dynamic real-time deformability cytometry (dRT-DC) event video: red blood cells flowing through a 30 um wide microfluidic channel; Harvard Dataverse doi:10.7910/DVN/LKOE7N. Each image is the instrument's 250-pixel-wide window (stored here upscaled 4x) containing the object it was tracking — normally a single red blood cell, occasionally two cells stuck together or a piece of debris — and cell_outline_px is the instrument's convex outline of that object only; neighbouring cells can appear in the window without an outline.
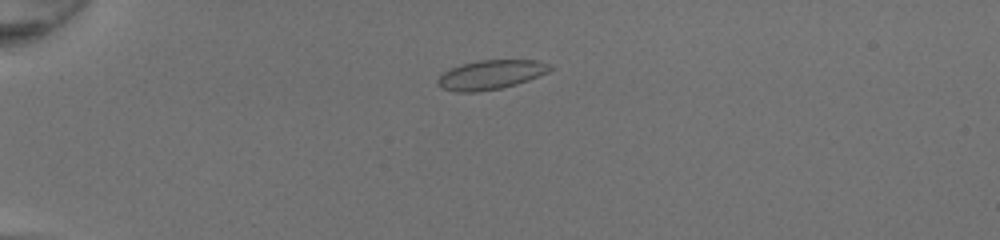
{"species": "common noctule bat (a hibernating species)", "species_latin": "Nyctalus noctula", "temperature_condition": "room temperature", "stored_images_in_passage": 47, "camera_frame_rate_fps": 3000, "um_per_image_px": 0.085, "animal": {"sex": "female", "body_mass_g": 20.0, "forearm_length_mm": 54.0}, "frame": {"image": 1, "passage_image": 11, "time_ms": 3.333, "image_size_px": [1000, 240], "cell_outline_px": [[556, 68], [548, 72], [528, 80], [516, 84], [500, 88], [476, 92], [456, 92], [440, 88], [436, 84], [436, 80], [444, 72], [452, 68], [464, 64], [480, 60], [536, 60], [552, 64]], "centroid_in_image_um": [41.74, 6.35], "position_along_channel_um": 43.3, "area_um2": 19.19}}
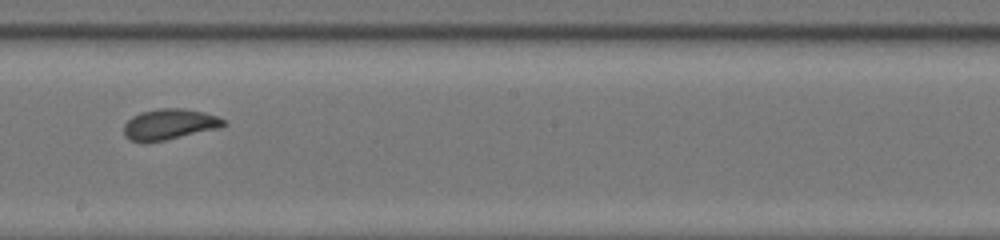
{"frame": {"image": 2, "passage_image": 28, "time_ms": 9.0, "image_size_px": [1000, 240], "cell_outline_px": [[228, 124], [220, 128], [164, 140], [144, 144], [132, 140], [124, 136], [124, 124], [132, 116], [140, 112], [156, 108], [184, 108], [204, 112], [216, 116], [224, 120]], "centroid_in_image_um": [14.38, 10.57], "position_along_channel_um": 233.8, "area_um2": 18.09}}
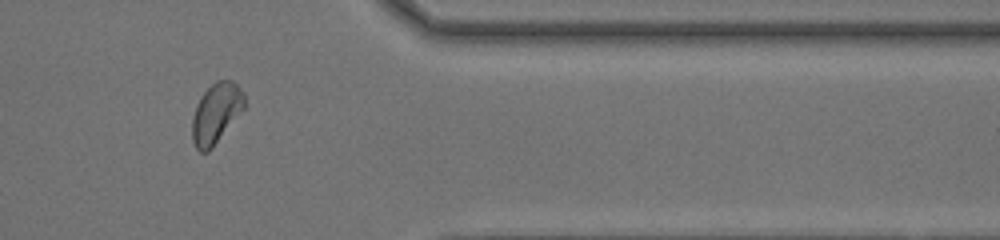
{"frame": {"image": 3, "passage_image": 40, "time_ms": 13.0, "image_size_px": [1000, 240], "cell_outline_px": [[244, 108], [212, 148], [208, 152], [200, 152], [196, 148], [192, 140], [192, 116], [196, 104], [200, 96], [216, 80], [232, 80], [244, 92]], "centroid_in_image_um": [18.34, 9.62], "position_along_channel_um": 393.1, "area_um2": 18.26}, "authors_computed_cell_mechanics": {"area_um2": 18.3804, "velocity_mm_per_s": 4.2421, "shape_relaxation_time_tau1_ms": 3.9087, "shape_relaxation_time_tau2_ms": null, "deformation_change_tau1": 0.1147, "deformation_change_tau2": null}}